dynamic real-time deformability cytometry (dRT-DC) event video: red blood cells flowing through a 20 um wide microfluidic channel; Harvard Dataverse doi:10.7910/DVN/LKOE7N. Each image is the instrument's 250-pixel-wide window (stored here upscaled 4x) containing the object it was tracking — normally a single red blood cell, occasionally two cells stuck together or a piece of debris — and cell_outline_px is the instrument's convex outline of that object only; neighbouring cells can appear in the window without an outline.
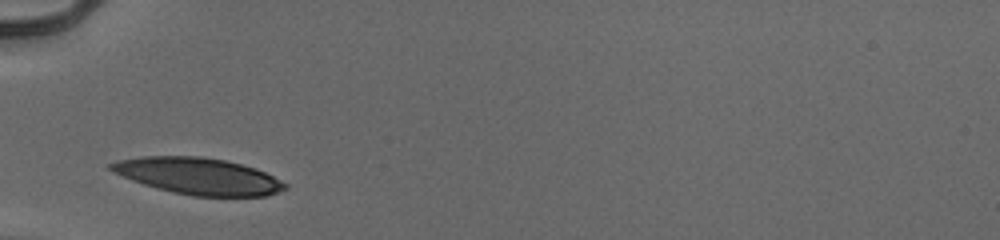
{"species": "human", "species_latin": "Homo sapiens", "temperature_condition": "cold", "stored_images_in_passage": 7, "camera_frame_rate_fps": 3000, "um_per_image_px": 0.085, "donor": {"sex": "male"}, "frame": {"image": 1, "passage_image": 1, "time_ms": 0.0, "image_size_px": [1000, 240], "cell_outline_px": [[288, 188], [268, 196], [192, 196], [172, 192], [156, 188], [132, 180], [112, 172], [108, 168], [108, 164], [116, 160], [144, 156], [204, 156], [224, 160], [256, 168], [288, 184]], "centroid_in_image_um": [16.84, 14.96], "position_along_channel_um": 68.2, "area_um2": 37.22}}
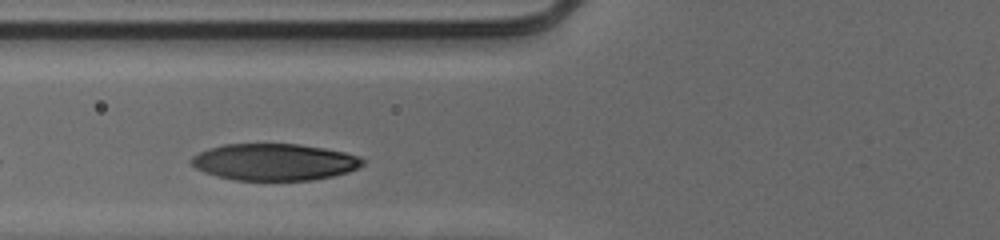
{"frame": {"image": 2, "passage_image": 4, "time_ms": 1.0, "image_size_px": [1000, 240], "cell_outline_px": [[364, 164], [348, 172], [332, 176], [312, 180], [236, 180], [216, 176], [204, 172], [196, 168], [188, 160], [192, 156], [208, 148], [224, 144], [300, 144], [324, 148], [344, 152], [360, 156], [364, 160]], "centroid_in_image_um": [23.31, 13.77], "position_along_channel_um": 102.5, "area_um2": 36.76}}
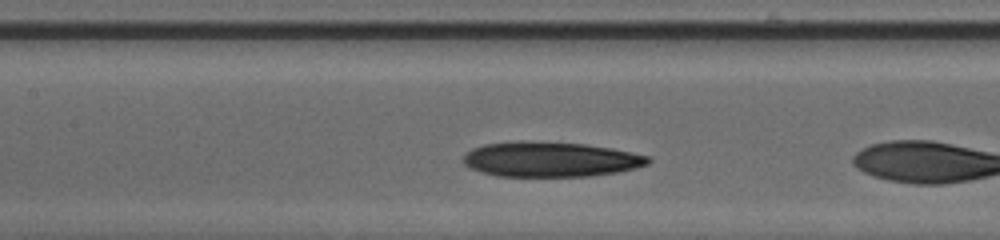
{"frame": {"image": 3, "passage_image": 6, "time_ms": 1.667, "image_size_px": [1000, 240], "cell_outline_px": [[652, 160], [648, 164], [636, 168], [616, 172], [592, 176], [496, 176], [480, 172], [464, 164], [464, 156], [472, 148], [484, 144], [520, 140], [532, 140], [584, 144], [612, 148], [632, 152], [648, 156]], "centroid_in_image_um": [46.79, 13.53], "position_along_channel_um": 160.6, "area_um2": 37.97}}